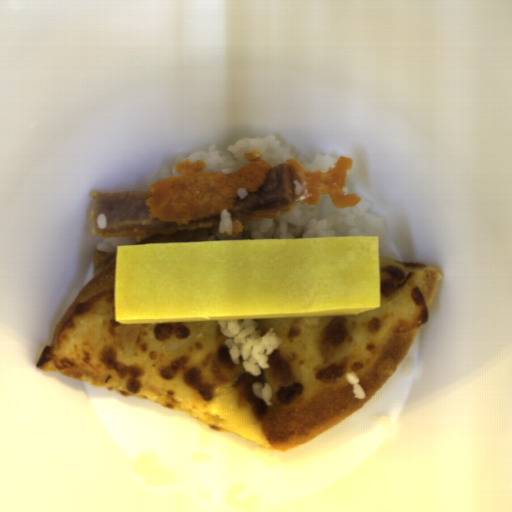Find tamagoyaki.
<instances>
[{
	"label": "tamagoyaki",
	"instance_id": "81b7327e",
	"mask_svg": "<svg viewBox=\"0 0 512 512\" xmlns=\"http://www.w3.org/2000/svg\"><path fill=\"white\" fill-rule=\"evenodd\" d=\"M378 307L377 235L116 245L121 325L357 316Z\"/></svg>",
	"mask_w": 512,
	"mask_h": 512
}]
</instances>
